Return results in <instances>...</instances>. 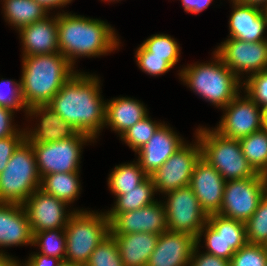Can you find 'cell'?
<instances>
[{"mask_svg":"<svg viewBox=\"0 0 267 266\" xmlns=\"http://www.w3.org/2000/svg\"><path fill=\"white\" fill-rule=\"evenodd\" d=\"M98 77L76 72L47 104L78 132L97 137L105 126L106 102L101 99Z\"/></svg>","mask_w":267,"mask_h":266,"instance_id":"cell-1","label":"cell"},{"mask_svg":"<svg viewBox=\"0 0 267 266\" xmlns=\"http://www.w3.org/2000/svg\"><path fill=\"white\" fill-rule=\"evenodd\" d=\"M115 30L106 22L69 13L57 14L58 47L74 67V59L104 55L118 48Z\"/></svg>","mask_w":267,"mask_h":266,"instance_id":"cell-2","label":"cell"},{"mask_svg":"<svg viewBox=\"0 0 267 266\" xmlns=\"http://www.w3.org/2000/svg\"><path fill=\"white\" fill-rule=\"evenodd\" d=\"M22 98L27 108L46 105L75 74L61 53L23 57Z\"/></svg>","mask_w":267,"mask_h":266,"instance_id":"cell-3","label":"cell"},{"mask_svg":"<svg viewBox=\"0 0 267 266\" xmlns=\"http://www.w3.org/2000/svg\"><path fill=\"white\" fill-rule=\"evenodd\" d=\"M214 55L215 62L190 65L183 68L179 75L195 93L216 107L224 108L240 94L241 80L215 52Z\"/></svg>","mask_w":267,"mask_h":266,"instance_id":"cell-4","label":"cell"},{"mask_svg":"<svg viewBox=\"0 0 267 266\" xmlns=\"http://www.w3.org/2000/svg\"><path fill=\"white\" fill-rule=\"evenodd\" d=\"M201 157L210 163L225 181L255 177L256 173L243 155L239 140L227 138L215 129H197Z\"/></svg>","mask_w":267,"mask_h":266,"instance_id":"cell-5","label":"cell"},{"mask_svg":"<svg viewBox=\"0 0 267 266\" xmlns=\"http://www.w3.org/2000/svg\"><path fill=\"white\" fill-rule=\"evenodd\" d=\"M40 181L34 150L25 139L0 173V202L23 204L40 188Z\"/></svg>","mask_w":267,"mask_h":266,"instance_id":"cell-6","label":"cell"},{"mask_svg":"<svg viewBox=\"0 0 267 266\" xmlns=\"http://www.w3.org/2000/svg\"><path fill=\"white\" fill-rule=\"evenodd\" d=\"M65 261L85 266L98 244L110 234L106 214L76 210L64 228Z\"/></svg>","mask_w":267,"mask_h":266,"instance_id":"cell-7","label":"cell"},{"mask_svg":"<svg viewBox=\"0 0 267 266\" xmlns=\"http://www.w3.org/2000/svg\"><path fill=\"white\" fill-rule=\"evenodd\" d=\"M267 192V176L226 181L219 215L245 223Z\"/></svg>","mask_w":267,"mask_h":266,"instance_id":"cell-8","label":"cell"},{"mask_svg":"<svg viewBox=\"0 0 267 266\" xmlns=\"http://www.w3.org/2000/svg\"><path fill=\"white\" fill-rule=\"evenodd\" d=\"M93 141L82 132L69 139L50 143L31 144L40 177L53 173L79 172L82 144Z\"/></svg>","mask_w":267,"mask_h":266,"instance_id":"cell-9","label":"cell"},{"mask_svg":"<svg viewBox=\"0 0 267 266\" xmlns=\"http://www.w3.org/2000/svg\"><path fill=\"white\" fill-rule=\"evenodd\" d=\"M204 231L207 248L205 253L225 260H231L234 253L248 243L245 223L219 214L207 217V223L196 238V245Z\"/></svg>","mask_w":267,"mask_h":266,"instance_id":"cell-10","label":"cell"},{"mask_svg":"<svg viewBox=\"0 0 267 266\" xmlns=\"http://www.w3.org/2000/svg\"><path fill=\"white\" fill-rule=\"evenodd\" d=\"M168 195L166 219L168 231L186 233L197 238L207 223V214L201 209L191 187L185 186L166 193Z\"/></svg>","mask_w":267,"mask_h":266,"instance_id":"cell-11","label":"cell"},{"mask_svg":"<svg viewBox=\"0 0 267 266\" xmlns=\"http://www.w3.org/2000/svg\"><path fill=\"white\" fill-rule=\"evenodd\" d=\"M201 157V146L184 144L178 151L149 177L155 186L156 192L168 193L181 187L188 186L197 161Z\"/></svg>","mask_w":267,"mask_h":266,"instance_id":"cell-12","label":"cell"},{"mask_svg":"<svg viewBox=\"0 0 267 266\" xmlns=\"http://www.w3.org/2000/svg\"><path fill=\"white\" fill-rule=\"evenodd\" d=\"M215 53L239 79L244 71L253 75L267 69V40L246 42L228 38Z\"/></svg>","mask_w":267,"mask_h":266,"instance_id":"cell-13","label":"cell"},{"mask_svg":"<svg viewBox=\"0 0 267 266\" xmlns=\"http://www.w3.org/2000/svg\"><path fill=\"white\" fill-rule=\"evenodd\" d=\"M238 94L223 109L225 114L215 130L227 138L240 140L262 129V109L248 95Z\"/></svg>","mask_w":267,"mask_h":266,"instance_id":"cell-14","label":"cell"},{"mask_svg":"<svg viewBox=\"0 0 267 266\" xmlns=\"http://www.w3.org/2000/svg\"><path fill=\"white\" fill-rule=\"evenodd\" d=\"M67 203L40 188L22 204L29 219L32 233L45 230L64 229L74 212L66 214Z\"/></svg>","mask_w":267,"mask_h":266,"instance_id":"cell-15","label":"cell"},{"mask_svg":"<svg viewBox=\"0 0 267 266\" xmlns=\"http://www.w3.org/2000/svg\"><path fill=\"white\" fill-rule=\"evenodd\" d=\"M111 235L152 233L160 235L168 231L166 209L157 200L137 210L116 214L109 221Z\"/></svg>","mask_w":267,"mask_h":266,"instance_id":"cell-16","label":"cell"},{"mask_svg":"<svg viewBox=\"0 0 267 266\" xmlns=\"http://www.w3.org/2000/svg\"><path fill=\"white\" fill-rule=\"evenodd\" d=\"M226 181L205 159L197 161L189 186L197 197L201 209L207 214H218L223 201Z\"/></svg>","mask_w":267,"mask_h":266,"instance_id":"cell-17","label":"cell"},{"mask_svg":"<svg viewBox=\"0 0 267 266\" xmlns=\"http://www.w3.org/2000/svg\"><path fill=\"white\" fill-rule=\"evenodd\" d=\"M195 246L196 238L192 235L163 232L146 266H189Z\"/></svg>","mask_w":267,"mask_h":266,"instance_id":"cell-18","label":"cell"},{"mask_svg":"<svg viewBox=\"0 0 267 266\" xmlns=\"http://www.w3.org/2000/svg\"><path fill=\"white\" fill-rule=\"evenodd\" d=\"M184 145L183 139L164 123L154 132L151 139L136 153L141 168L149 176L159 169L169 157Z\"/></svg>","mask_w":267,"mask_h":266,"instance_id":"cell-19","label":"cell"},{"mask_svg":"<svg viewBox=\"0 0 267 266\" xmlns=\"http://www.w3.org/2000/svg\"><path fill=\"white\" fill-rule=\"evenodd\" d=\"M234 11L229 19L230 37L246 42L266 41L263 33L267 27V10L231 0Z\"/></svg>","mask_w":267,"mask_h":266,"instance_id":"cell-20","label":"cell"},{"mask_svg":"<svg viewBox=\"0 0 267 266\" xmlns=\"http://www.w3.org/2000/svg\"><path fill=\"white\" fill-rule=\"evenodd\" d=\"M26 114L42 116L40 125L33 131L25 132V139L30 144L50 143L73 137L78 131L63 120L54 110L46 105H34L27 108Z\"/></svg>","mask_w":267,"mask_h":266,"instance_id":"cell-21","label":"cell"},{"mask_svg":"<svg viewBox=\"0 0 267 266\" xmlns=\"http://www.w3.org/2000/svg\"><path fill=\"white\" fill-rule=\"evenodd\" d=\"M33 246V233L22 204L0 202V247Z\"/></svg>","mask_w":267,"mask_h":266,"instance_id":"cell-22","label":"cell"},{"mask_svg":"<svg viewBox=\"0 0 267 266\" xmlns=\"http://www.w3.org/2000/svg\"><path fill=\"white\" fill-rule=\"evenodd\" d=\"M23 43V57L60 53L58 47L57 15L49 18L48 15L39 21L22 27L19 30Z\"/></svg>","mask_w":267,"mask_h":266,"instance_id":"cell-23","label":"cell"},{"mask_svg":"<svg viewBox=\"0 0 267 266\" xmlns=\"http://www.w3.org/2000/svg\"><path fill=\"white\" fill-rule=\"evenodd\" d=\"M112 236L116 240L124 266H146L159 237V235L152 233Z\"/></svg>","mask_w":267,"mask_h":266,"instance_id":"cell-24","label":"cell"},{"mask_svg":"<svg viewBox=\"0 0 267 266\" xmlns=\"http://www.w3.org/2000/svg\"><path fill=\"white\" fill-rule=\"evenodd\" d=\"M147 115L142 103L132 98H116L106 102L105 125L122 135Z\"/></svg>","mask_w":267,"mask_h":266,"instance_id":"cell-25","label":"cell"},{"mask_svg":"<svg viewBox=\"0 0 267 266\" xmlns=\"http://www.w3.org/2000/svg\"><path fill=\"white\" fill-rule=\"evenodd\" d=\"M79 172L53 173L41 177L40 189L59 200L71 204L79 195Z\"/></svg>","mask_w":267,"mask_h":266,"instance_id":"cell-26","label":"cell"},{"mask_svg":"<svg viewBox=\"0 0 267 266\" xmlns=\"http://www.w3.org/2000/svg\"><path fill=\"white\" fill-rule=\"evenodd\" d=\"M155 186L151 178L148 176L135 189L126 191V194L116 196L114 207L106 213L110 221L116 214L133 211L148 206L155 202L154 197Z\"/></svg>","mask_w":267,"mask_h":266,"instance_id":"cell-27","label":"cell"},{"mask_svg":"<svg viewBox=\"0 0 267 266\" xmlns=\"http://www.w3.org/2000/svg\"><path fill=\"white\" fill-rule=\"evenodd\" d=\"M3 2L5 19L17 30L49 15L34 0H3Z\"/></svg>","mask_w":267,"mask_h":266,"instance_id":"cell-28","label":"cell"},{"mask_svg":"<svg viewBox=\"0 0 267 266\" xmlns=\"http://www.w3.org/2000/svg\"><path fill=\"white\" fill-rule=\"evenodd\" d=\"M243 155L253 170L267 176V130L261 129L239 140Z\"/></svg>","mask_w":267,"mask_h":266,"instance_id":"cell-29","label":"cell"},{"mask_svg":"<svg viewBox=\"0 0 267 266\" xmlns=\"http://www.w3.org/2000/svg\"><path fill=\"white\" fill-rule=\"evenodd\" d=\"M148 175L141 168L139 162L115 166L108 177V186L115 196L126 194V191L135 189Z\"/></svg>","mask_w":267,"mask_h":266,"instance_id":"cell-30","label":"cell"},{"mask_svg":"<svg viewBox=\"0 0 267 266\" xmlns=\"http://www.w3.org/2000/svg\"><path fill=\"white\" fill-rule=\"evenodd\" d=\"M36 244L42 249L40 254L59 258L62 261L65 260L66 238L64 229H52L33 233V245L35 246Z\"/></svg>","mask_w":267,"mask_h":266,"instance_id":"cell-31","label":"cell"},{"mask_svg":"<svg viewBox=\"0 0 267 266\" xmlns=\"http://www.w3.org/2000/svg\"><path fill=\"white\" fill-rule=\"evenodd\" d=\"M246 238L250 244L267 242V192L262 197L253 215L245 222Z\"/></svg>","mask_w":267,"mask_h":266,"instance_id":"cell-32","label":"cell"},{"mask_svg":"<svg viewBox=\"0 0 267 266\" xmlns=\"http://www.w3.org/2000/svg\"><path fill=\"white\" fill-rule=\"evenodd\" d=\"M142 45L150 52V56L165 57V61L172 67L179 61L180 47L177 41L168 35H152Z\"/></svg>","mask_w":267,"mask_h":266,"instance_id":"cell-33","label":"cell"},{"mask_svg":"<svg viewBox=\"0 0 267 266\" xmlns=\"http://www.w3.org/2000/svg\"><path fill=\"white\" fill-rule=\"evenodd\" d=\"M85 266H124L116 240L111 234L98 244Z\"/></svg>","mask_w":267,"mask_h":266,"instance_id":"cell-34","label":"cell"},{"mask_svg":"<svg viewBox=\"0 0 267 266\" xmlns=\"http://www.w3.org/2000/svg\"><path fill=\"white\" fill-rule=\"evenodd\" d=\"M148 117L147 114L120 136L135 152L139 151L151 139L161 125V123L153 122Z\"/></svg>","mask_w":267,"mask_h":266,"instance_id":"cell-35","label":"cell"},{"mask_svg":"<svg viewBox=\"0 0 267 266\" xmlns=\"http://www.w3.org/2000/svg\"><path fill=\"white\" fill-rule=\"evenodd\" d=\"M267 251L262 244L247 243L234 253L230 266H266Z\"/></svg>","mask_w":267,"mask_h":266,"instance_id":"cell-36","label":"cell"},{"mask_svg":"<svg viewBox=\"0 0 267 266\" xmlns=\"http://www.w3.org/2000/svg\"><path fill=\"white\" fill-rule=\"evenodd\" d=\"M135 53L139 68L152 76L164 74L172 69L165 57L150 56V52L142 44Z\"/></svg>","mask_w":267,"mask_h":266,"instance_id":"cell-37","label":"cell"},{"mask_svg":"<svg viewBox=\"0 0 267 266\" xmlns=\"http://www.w3.org/2000/svg\"><path fill=\"white\" fill-rule=\"evenodd\" d=\"M242 83L247 95L258 105H267V69L253 75Z\"/></svg>","mask_w":267,"mask_h":266,"instance_id":"cell-38","label":"cell"},{"mask_svg":"<svg viewBox=\"0 0 267 266\" xmlns=\"http://www.w3.org/2000/svg\"><path fill=\"white\" fill-rule=\"evenodd\" d=\"M7 85L10 87V85H13L12 88H10L8 94L7 92H3L1 87L3 85ZM9 84V85H8ZM0 106L6 107L13 110H20L23 109L27 111V107L25 106L24 100L22 98V89H21V82L16 83L13 80H4L0 82Z\"/></svg>","mask_w":267,"mask_h":266,"instance_id":"cell-39","label":"cell"},{"mask_svg":"<svg viewBox=\"0 0 267 266\" xmlns=\"http://www.w3.org/2000/svg\"><path fill=\"white\" fill-rule=\"evenodd\" d=\"M25 140L24 131H17L14 135L0 139V173L7 167L8 161L11 159L14 151Z\"/></svg>","mask_w":267,"mask_h":266,"instance_id":"cell-40","label":"cell"},{"mask_svg":"<svg viewBox=\"0 0 267 266\" xmlns=\"http://www.w3.org/2000/svg\"><path fill=\"white\" fill-rule=\"evenodd\" d=\"M198 247L196 245L193 250L189 266H230V260H225L208 253L197 255Z\"/></svg>","mask_w":267,"mask_h":266,"instance_id":"cell-41","label":"cell"},{"mask_svg":"<svg viewBox=\"0 0 267 266\" xmlns=\"http://www.w3.org/2000/svg\"><path fill=\"white\" fill-rule=\"evenodd\" d=\"M12 113H14V111L11 109L0 106V139L10 137L18 131V129L11 124Z\"/></svg>","mask_w":267,"mask_h":266,"instance_id":"cell-42","label":"cell"},{"mask_svg":"<svg viewBox=\"0 0 267 266\" xmlns=\"http://www.w3.org/2000/svg\"><path fill=\"white\" fill-rule=\"evenodd\" d=\"M61 261L59 258L34 253L29 257L27 264L29 266H59Z\"/></svg>","mask_w":267,"mask_h":266,"instance_id":"cell-43","label":"cell"},{"mask_svg":"<svg viewBox=\"0 0 267 266\" xmlns=\"http://www.w3.org/2000/svg\"><path fill=\"white\" fill-rule=\"evenodd\" d=\"M213 0H181L185 12L198 14L206 9Z\"/></svg>","mask_w":267,"mask_h":266,"instance_id":"cell-44","label":"cell"},{"mask_svg":"<svg viewBox=\"0 0 267 266\" xmlns=\"http://www.w3.org/2000/svg\"><path fill=\"white\" fill-rule=\"evenodd\" d=\"M39 4L46 12L53 9L54 7H64L68 3H71L72 0H34Z\"/></svg>","mask_w":267,"mask_h":266,"instance_id":"cell-45","label":"cell"},{"mask_svg":"<svg viewBox=\"0 0 267 266\" xmlns=\"http://www.w3.org/2000/svg\"><path fill=\"white\" fill-rule=\"evenodd\" d=\"M17 260L11 258L7 254L0 252V266H16Z\"/></svg>","mask_w":267,"mask_h":266,"instance_id":"cell-46","label":"cell"},{"mask_svg":"<svg viewBox=\"0 0 267 266\" xmlns=\"http://www.w3.org/2000/svg\"><path fill=\"white\" fill-rule=\"evenodd\" d=\"M236 1L249 4V5L259 6V7L261 5V7L263 6V8L267 10V0H236Z\"/></svg>","mask_w":267,"mask_h":266,"instance_id":"cell-47","label":"cell"},{"mask_svg":"<svg viewBox=\"0 0 267 266\" xmlns=\"http://www.w3.org/2000/svg\"><path fill=\"white\" fill-rule=\"evenodd\" d=\"M262 128L267 130V105L262 108Z\"/></svg>","mask_w":267,"mask_h":266,"instance_id":"cell-48","label":"cell"},{"mask_svg":"<svg viewBox=\"0 0 267 266\" xmlns=\"http://www.w3.org/2000/svg\"><path fill=\"white\" fill-rule=\"evenodd\" d=\"M59 266H81L80 264L73 263V262H68V261H61Z\"/></svg>","mask_w":267,"mask_h":266,"instance_id":"cell-49","label":"cell"},{"mask_svg":"<svg viewBox=\"0 0 267 266\" xmlns=\"http://www.w3.org/2000/svg\"><path fill=\"white\" fill-rule=\"evenodd\" d=\"M16 266H22V265L19 264V262L17 261V265ZM23 266H29V265L25 262V265L23 264Z\"/></svg>","mask_w":267,"mask_h":266,"instance_id":"cell-50","label":"cell"}]
</instances>
